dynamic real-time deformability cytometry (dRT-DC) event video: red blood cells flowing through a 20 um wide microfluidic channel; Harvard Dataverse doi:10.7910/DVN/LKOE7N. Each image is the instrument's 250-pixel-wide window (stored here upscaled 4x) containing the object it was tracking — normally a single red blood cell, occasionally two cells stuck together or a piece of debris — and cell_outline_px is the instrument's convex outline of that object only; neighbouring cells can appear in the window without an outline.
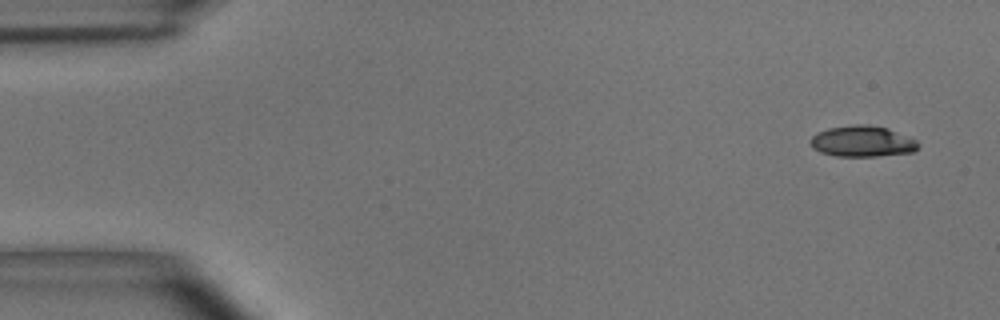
{"species": "common noctule bat (a hibernating species)", "species_latin": "Nyctalus noctula", "temperature_condition": "room temperature", "stored_images_in_passage": 5, "camera_frame_rate_fps": 3000, "um_per_image_px": 0.085, "animal": {"sex": "male", "body_mass_g": 15.6}, "frame": {"image": 1, "passage_image": 1, "time_ms": 0.0, "image_size_px": [1000, 320], "cell_outline_px": [[920, 144], [912, 152], [876, 156], [836, 156], [820, 152], [812, 148], [808, 140], [816, 132], [828, 128], [856, 124], [868, 124], [888, 128], [916, 140]], "centroid_in_image_um": [73.24, 12.0], "position_along_channel_um": 11.8, "area_um2": 19.54}}